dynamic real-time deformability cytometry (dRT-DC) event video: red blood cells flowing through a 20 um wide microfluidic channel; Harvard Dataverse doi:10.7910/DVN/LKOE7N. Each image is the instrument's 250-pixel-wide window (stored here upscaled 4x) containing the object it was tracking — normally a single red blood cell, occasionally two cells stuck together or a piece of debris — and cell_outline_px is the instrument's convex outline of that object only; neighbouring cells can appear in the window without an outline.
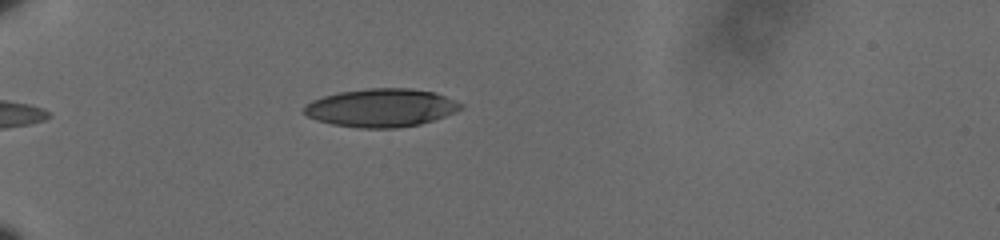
{"species": "human", "species_latin": "Homo sapiens", "temperature_condition": "cold", "stored_images_in_passage": 40, "camera_frame_rate_fps": 3000, "um_per_image_px": 0.085, "donor": {"sex": "male"}, "frame": {"image": 1, "passage_image": 1, "time_ms": 0.0, "image_size_px": [1000, 240], "cell_outline_px": [[464, 108], [456, 112], [420, 124], [396, 128], [356, 128], [332, 124], [316, 120], [308, 116], [304, 112], [304, 108], [312, 100], [324, 96], [340, 92], [368, 88], [412, 88], [432, 92], [444, 96], [464, 104]], "centroid_in_image_um": [32.41, 9.16], "position_along_channel_um": 52.6, "area_um2": 34.8}}
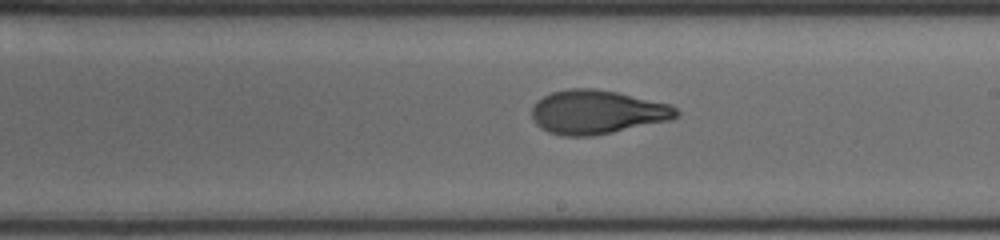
{"frame": {"image": 2, "passage_image": 19, "time_ms": 6.0, "image_size_px": [1000, 240], "cell_outline_px": [[680, 116], [672, 120], [592, 136], [564, 136], [548, 132], [540, 128], [536, 124], [532, 116], [532, 108], [536, 100], [552, 92], [568, 88], [596, 88], [616, 92], [672, 104], [680, 112]], "centroid_in_image_um": [50.77, 9.52], "position_along_channel_um": 238.2, "area_um2": 37.22}}
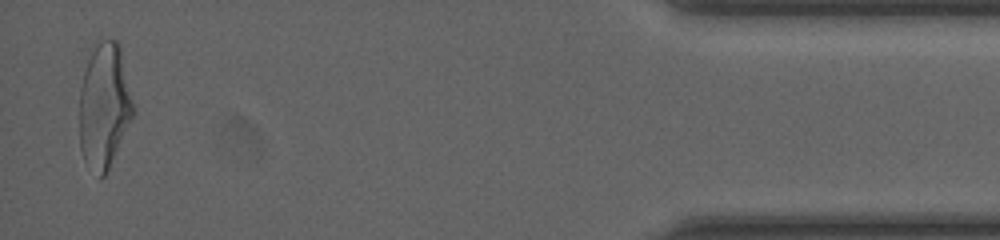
{"frame": {"image": 3, "passage_image": 40, "time_ms": 13.0, "image_size_px": [1000, 240], "cell_outline_px": [[136, 112], [104, 176], [100, 176], [84, 160], [80, 148], [80, 88], [84, 72], [88, 60], [96, 44], [104, 40], [116, 40], [120, 44]], "centroid_in_image_um": [8.89, 8.97], "position_along_channel_um": 426.3, "area_um2": 38.9}, "authors_computed_cell_mechanics": {"area_um2": 36.9631, "velocity_mm_per_s": 3.6122, "shape_relaxation_time_tau1_ms": 5.135, "shape_relaxation_time_tau2_ms": 1.1709, "deformation_change_tau1": 0.1971, "deformation_change_tau2": 0.0777}}